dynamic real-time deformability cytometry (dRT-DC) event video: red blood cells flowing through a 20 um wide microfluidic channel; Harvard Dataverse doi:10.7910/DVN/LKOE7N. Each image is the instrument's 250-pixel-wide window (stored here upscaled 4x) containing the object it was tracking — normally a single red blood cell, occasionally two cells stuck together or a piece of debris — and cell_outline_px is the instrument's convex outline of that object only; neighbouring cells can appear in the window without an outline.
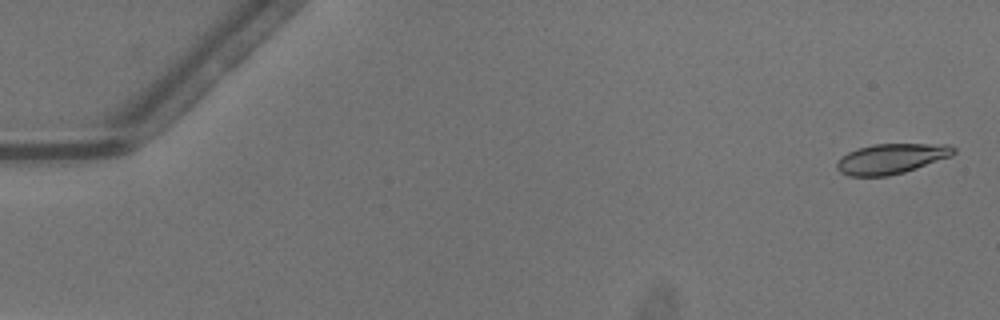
{"species": "common noctule bat (a hibernating species)", "species_latin": "Nyctalus noctula", "temperature_condition": "warm", "stored_images_in_passage": 51, "camera_frame_rate_fps": 3000, "um_per_image_px": 0.085, "animal": {"sex": "male", "body_mass_g": 13.3}, "frame": {"image": 1, "passage_image": 2, "time_ms": 0.333, "image_size_px": [1000, 320], "cell_outline_px": [[956, 152], [952, 156], [904, 172], [888, 176], [848, 176], [840, 172], [836, 168], [836, 164], [840, 156], [848, 152], [860, 148], [876, 144], [952, 144], [956, 148]], "centroid_in_image_um": [75.77, 13.49], "position_along_channel_um": 9.2, "area_um2": 20.58}}
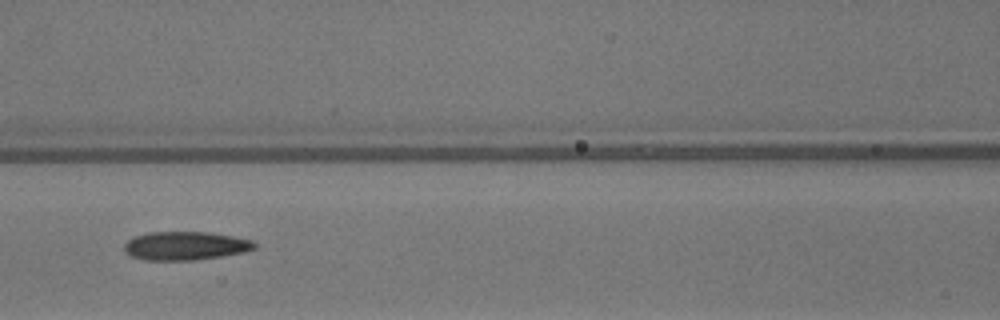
{"frame": {"image": 2, "passage_image": 24, "time_ms": 7.667, "image_size_px": [1000, 320], "cell_outline_px": [[256, 248], [244, 252], [220, 256], [192, 260], [144, 260], [132, 256], [124, 252], [124, 244], [128, 240], [136, 236], [148, 232], [208, 232], [232, 236], [252, 240], [256, 244]], "centroid_in_image_um": [15.74, 20.89], "position_along_channel_um": 150.9, "area_um2": 21.56}}
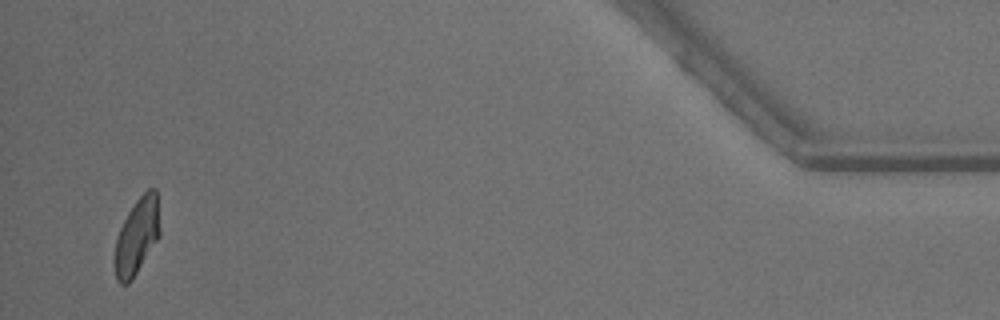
{"frame": {"image": 3, "passage_image": 50, "time_ms": 16.333, "image_size_px": [1000, 320], "cell_outline_px": [[160, 236], [132, 280], [128, 284], [120, 284], [116, 280], [112, 260], [116, 240], [120, 228], [128, 212], [136, 200], [148, 188], [156, 188], [160, 228]], "centroid_in_image_um": [11.61, 20.12], "position_along_channel_um": 423.6, "area_um2": 20.4}, "authors_computed_cell_mechanics": {"area_um2": 21.1548, "velocity_mm_per_s": 4.0997, "shape_relaxation_time_tau1_ms": 3.366, "shape_relaxation_time_tau2_ms": 2.2929, "deformation_change_tau1": 0.1611, "deformation_change_tau2": 0.0993}}